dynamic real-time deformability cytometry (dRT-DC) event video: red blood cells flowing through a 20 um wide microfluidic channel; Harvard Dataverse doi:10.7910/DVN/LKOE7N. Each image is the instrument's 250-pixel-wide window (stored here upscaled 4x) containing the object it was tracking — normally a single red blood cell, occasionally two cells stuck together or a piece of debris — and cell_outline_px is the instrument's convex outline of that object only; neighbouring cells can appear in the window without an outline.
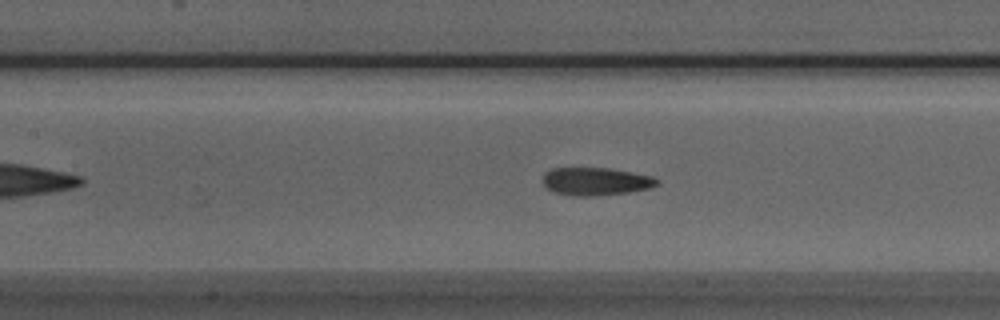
{"species": "Egyptian fruit bat (a non-hibernating species)", "species_latin": "Rousettus aegyptiacus", "temperature_condition": "room temperature", "stored_images_in_passage": 45, "camera_frame_rate_fps": 3000, "um_per_image_px": 0.085, "animal": {"sex": "male"}, "frame": {"image": 1, "passage_image": 15, "time_ms": 4.667, "image_size_px": [1000, 320], "cell_outline_px": [[660, 184], [648, 188], [628, 192], [592, 196], [580, 196], [556, 192], [548, 188], [544, 184], [544, 172], [552, 168], [608, 168], [652, 176], [660, 180]], "centroid_in_image_um": [50.67, 15.41], "position_along_channel_um": 156.7, "area_um2": 18.26}}
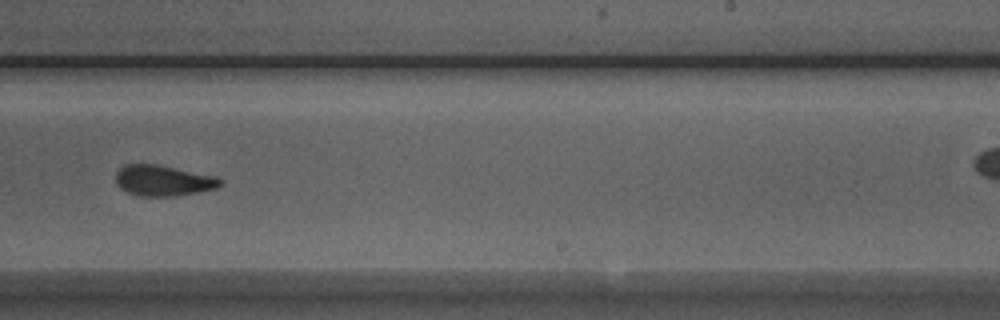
{"frame": {"image": 2, "passage_image": 24, "time_ms": 7.667, "image_size_px": [1000, 320], "cell_outline_px": [[224, 184], [216, 188], [176, 196], [140, 196], [128, 192], [120, 188], [116, 184], [116, 172], [124, 164], [156, 164], [216, 176], [224, 180]], "centroid_in_image_um": [13.88, 15.34], "position_along_channel_um": 275.1, "area_um2": 18.79}}
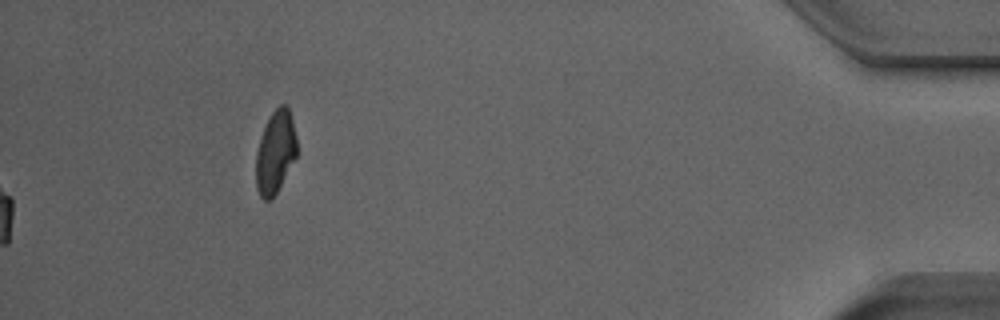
{"frame": {"image": 3, "passage_image": 45, "time_ms": 14.667, "image_size_px": [1000, 320], "cell_outline_px": [[296, 156], [272, 200], [264, 200], [260, 196], [256, 188], [256, 152], [260, 136], [272, 112], [280, 104], [288, 104], [296, 136]], "centroid_in_image_um": [23.39, 12.92], "position_along_channel_um": 411.8, "area_um2": 19.59}, "authors_computed_cell_mechanics": {"area_um2": 19.0162, "velocity_mm_per_s": 3.9614, "shape_relaxation_time_tau1_ms": 3.853, "shape_relaxation_time_tau2_ms": 1.722, "deformation_change_tau1": 0.1059, "deformation_change_tau2": 0.0857}}